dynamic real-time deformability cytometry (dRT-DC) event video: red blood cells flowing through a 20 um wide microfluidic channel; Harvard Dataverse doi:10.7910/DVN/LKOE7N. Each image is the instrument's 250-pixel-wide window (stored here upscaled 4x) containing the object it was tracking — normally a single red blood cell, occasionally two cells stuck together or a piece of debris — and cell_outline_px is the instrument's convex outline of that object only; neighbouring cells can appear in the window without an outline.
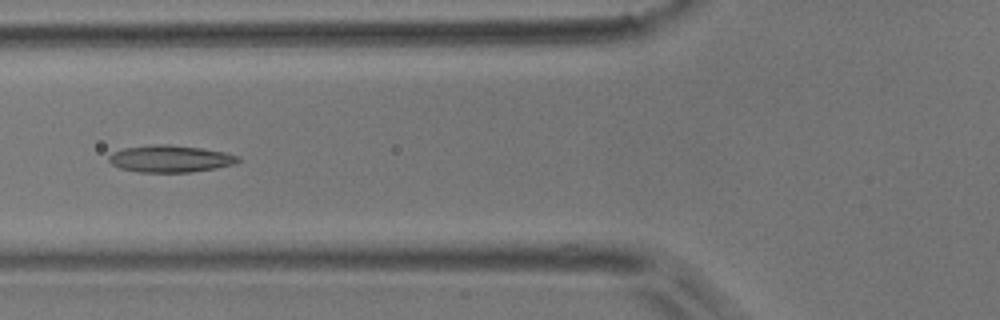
{"species": "common noctule bat (a hibernating species)", "species_latin": "Nyctalus noctula", "temperature_condition": "room temperature", "stored_images_in_passage": 7, "camera_frame_rate_fps": 3000, "um_per_image_px": 0.085, "animal": {"sex": "male", "body_mass_g": 17.9}, "frame": {"image": 1, "passage_image": 5, "time_ms": 5.667, "image_size_px": [1000, 320], "cell_outline_px": [[240, 160], [236, 164], [216, 168], [188, 172], [136, 172], [120, 168], [112, 164], [108, 160], [108, 156], [112, 152], [124, 148], [160, 144], [168, 144], [200, 148], [224, 152], [240, 156]], "centroid_in_image_um": [14.47, 13.5], "position_along_channel_um": 111.3, "area_um2": 20.29}}
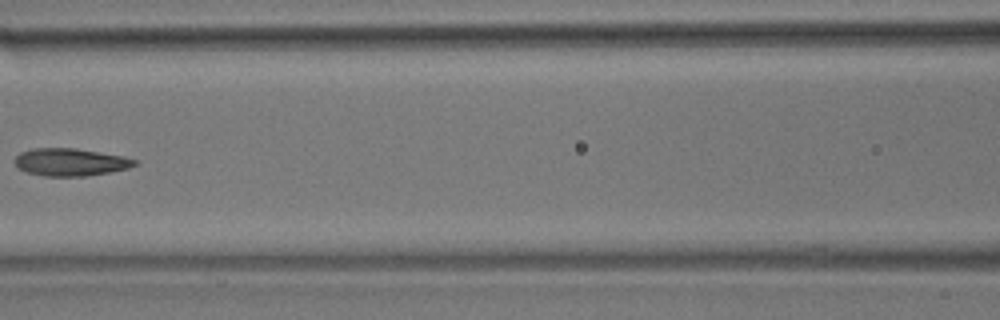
{"frame": {"image": 2, "passage_image": 6, "time_ms": 7.0, "image_size_px": [1000, 320], "cell_outline_px": [[140, 164], [128, 168], [108, 172], [84, 176], [44, 176], [28, 172], [20, 168], [16, 164], [16, 156], [20, 152], [32, 148], [76, 148], [124, 156], [136, 160]], "centroid_in_image_um": [6.02, 13.77], "position_along_channel_um": 160.6, "area_um2": 19.13}}
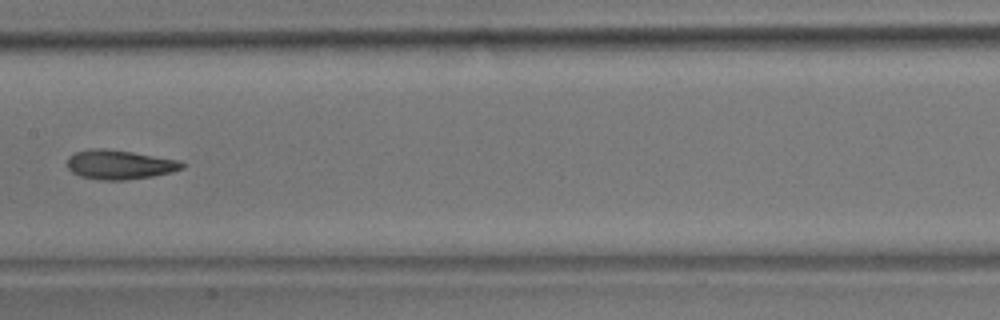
{"frame": {"image": 3, "passage_image": 7, "time_ms": 8.0, "image_size_px": [1000, 320], "cell_outline_px": [[188, 164], [184, 168], [172, 172], [152, 176], [124, 180], [100, 180], [80, 176], [72, 172], [64, 164], [68, 156], [76, 152], [88, 148], [104, 148], [132, 152], [180, 160]], "centroid_in_image_um": [10.15, 13.98], "position_along_channel_um": 197.3, "area_um2": 19.94}}